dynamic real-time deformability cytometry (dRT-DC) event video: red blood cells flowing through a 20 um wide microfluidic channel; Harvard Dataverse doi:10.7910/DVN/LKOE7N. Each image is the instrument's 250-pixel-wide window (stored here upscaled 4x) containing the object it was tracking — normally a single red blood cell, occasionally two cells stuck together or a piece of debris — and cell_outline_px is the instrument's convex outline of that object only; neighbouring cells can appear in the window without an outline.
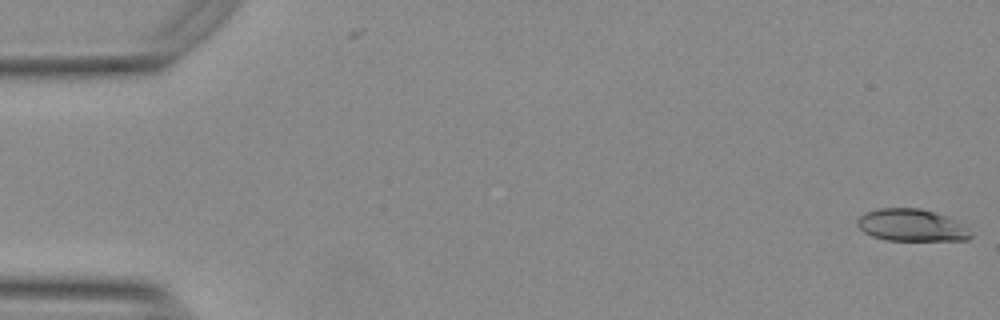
{"species": "Egyptian fruit bat (a non-hibernating species)", "species_latin": "Rousettus aegyptiacus", "temperature_condition": "warm", "stored_images_in_passage": 54, "camera_frame_rate_fps": 3000, "um_per_image_px": 0.085, "animal": {"sex": "female"}, "frame": {"image": 1, "passage_image": 1, "time_ms": 0.0, "image_size_px": [1000, 320], "cell_outline_px": [[972, 236], [968, 240], [888, 240], [872, 236], [864, 232], [856, 224], [856, 220], [860, 216], [868, 212], [880, 208], [920, 208], [948, 216], [960, 220], [968, 224], [972, 232]], "centroid_in_image_um": [77.58, 19.14], "position_along_channel_um": 7.4, "area_um2": 21.62}}
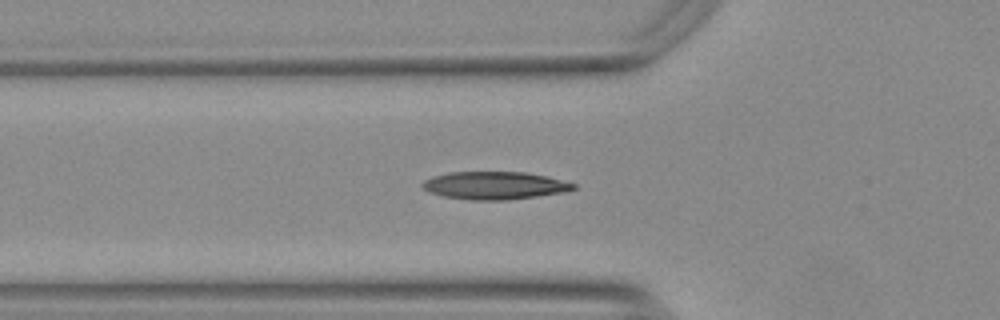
{"frame": {"image": 2, "passage_image": 19, "time_ms": 6.0, "image_size_px": [1000, 320], "cell_outline_px": [[576, 188], [568, 192], [508, 200], [468, 200], [444, 196], [428, 192], [420, 184], [424, 180], [432, 176], [448, 172], [524, 172], [544, 176], [576, 184]], "centroid_in_image_um": [42.02, 15.77], "position_along_channel_um": 83.8, "area_um2": 24.51}}
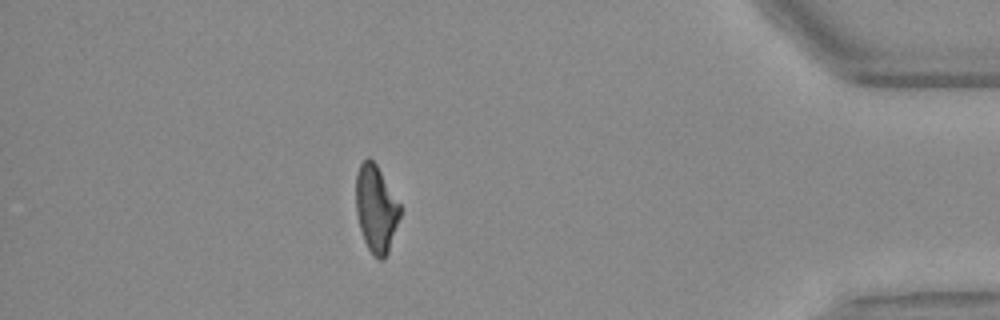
{"frame": {"image": 3, "passage_image": 48, "time_ms": 15.667, "image_size_px": [1000, 320], "cell_outline_px": [[400, 216], [388, 252], [384, 260], [380, 260], [368, 248], [364, 240], [360, 228], [356, 212], [356, 172], [360, 164], [368, 156], [376, 164], [400, 204]], "centroid_in_image_um": [31.95, 17.72], "position_along_channel_um": 403.2, "area_um2": 22.14}, "authors_computed_cell_mechanics": {"area_um2": 23.12, "velocity_mm_per_s": 3.7625, "shape_relaxation_time_tau1_ms": 10.6566, "shape_relaxation_time_tau2_ms": 1.8664, "deformation_change_tau1": 0.279, "deformation_change_tau2": 0.1024}}